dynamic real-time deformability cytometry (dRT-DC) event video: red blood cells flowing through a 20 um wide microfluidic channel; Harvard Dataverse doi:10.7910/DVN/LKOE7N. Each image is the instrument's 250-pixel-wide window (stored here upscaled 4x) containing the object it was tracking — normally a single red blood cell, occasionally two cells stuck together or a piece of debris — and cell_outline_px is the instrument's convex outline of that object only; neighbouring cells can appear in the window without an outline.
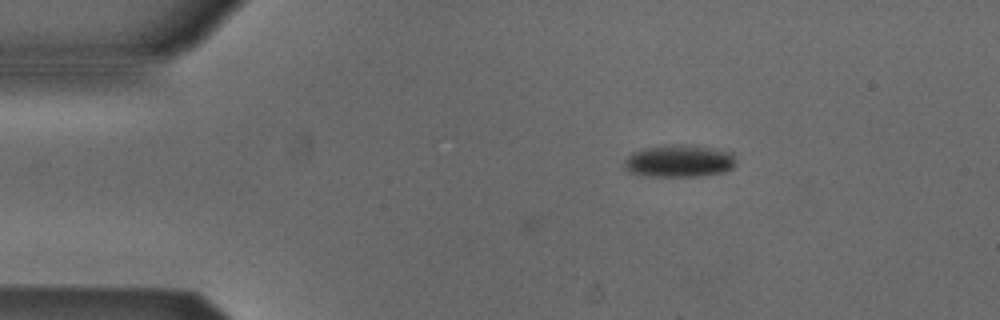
{"species": "Egyptian fruit bat (a non-hibernating species)", "species_latin": "Rousettus aegyptiacus", "temperature_condition": "cold", "stored_images_in_passage": 6, "camera_frame_rate_fps": 3000, "um_per_image_px": 0.085, "animal": {"sex": "male"}, "frame": {"image": 1, "passage_image": 1, "time_ms": 0.0, "image_size_px": [1000, 320], "cell_outline_px": [[736, 164], [732, 168], [724, 172], [700, 176], [648, 176], [632, 172], [624, 168], [624, 160], [632, 152], [640, 148], [664, 144], [684, 144], [712, 148], [732, 152], [736, 160]], "centroid_in_image_um": [57.72, 13.66], "position_along_channel_um": 27.3, "area_um2": 21.33}}